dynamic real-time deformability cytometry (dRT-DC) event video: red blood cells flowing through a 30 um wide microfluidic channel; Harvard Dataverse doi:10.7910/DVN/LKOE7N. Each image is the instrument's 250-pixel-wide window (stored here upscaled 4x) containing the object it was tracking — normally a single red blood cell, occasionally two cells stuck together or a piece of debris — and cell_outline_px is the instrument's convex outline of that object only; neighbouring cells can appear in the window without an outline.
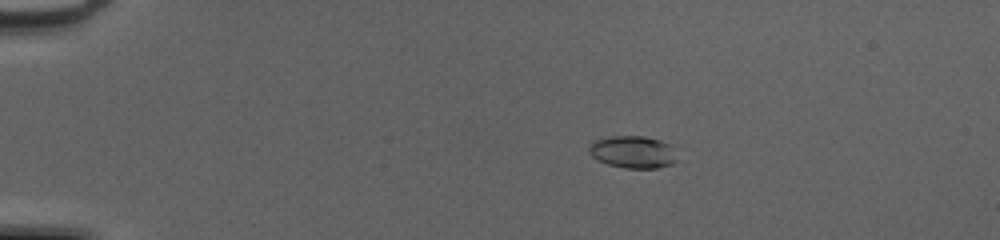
{"species": "common noctule bat (a hibernating species)", "species_latin": "Nyctalus noctula", "temperature_condition": "cold", "stored_images_in_passage": 52, "camera_frame_rate_fps": 3000, "um_per_image_px": 0.085, "animal": {"sex": "female", "body_mass_g": 20.0, "forearm_length_mm": 54.0}, "frame": {"image": 1, "passage_image": 12, "time_ms": 3.667, "image_size_px": [1000, 240], "cell_outline_px": [[676, 160], [672, 164], [656, 168], [624, 168], [608, 164], [596, 160], [588, 152], [588, 148], [596, 140], [612, 136], [644, 136], [660, 140], [668, 144]], "centroid_in_image_um": [53.74, 12.92], "position_along_channel_um": 31.3, "area_um2": 16.3}}
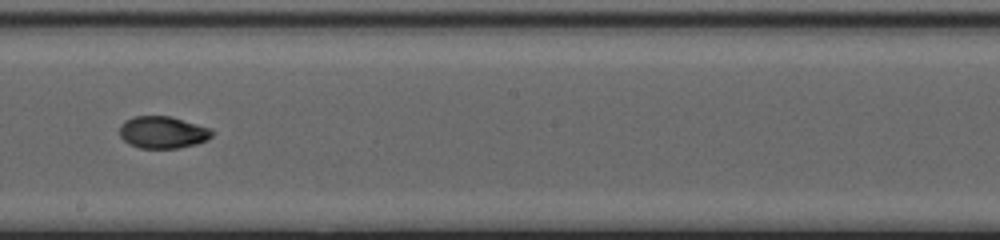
{"frame": {"image": 2, "passage_image": 32, "time_ms": 10.333, "image_size_px": [1000, 240], "cell_outline_px": [[216, 132], [208, 140], [196, 144], [180, 148], [140, 148], [128, 144], [120, 136], [120, 124], [124, 120], [132, 116], [168, 116], [196, 124], [208, 128]], "centroid_in_image_um": [13.81, 11.25], "position_along_channel_um": 234.4, "area_um2": 17.34}}
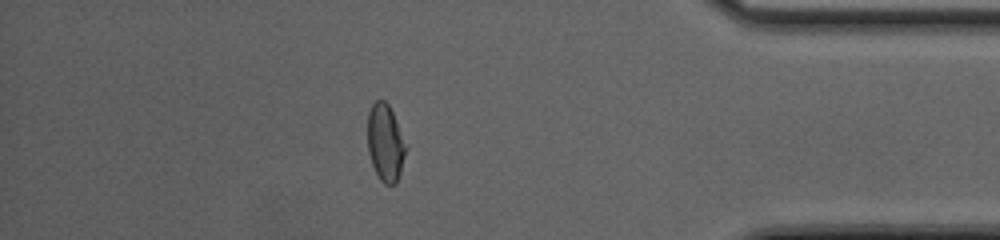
{"frame": {"image": 3, "passage_image": 46, "time_ms": 15.0, "image_size_px": [1000, 240], "cell_outline_px": [[408, 148], [396, 184], [384, 184], [380, 180], [372, 164], [368, 152], [368, 112], [372, 104], [376, 100], [384, 100], [388, 104], [408, 144]], "centroid_in_image_um": [32.78, 12.13], "position_along_channel_um": 402.4, "area_um2": 17.4}, "authors_computed_cell_mechanics": {"area_um2": 17.4556, "velocity_mm_per_s": 4.2279, "shape_relaxation_time_tau1_ms": 5.6327, "shape_relaxation_time_tau2_ms": 2.6488, "deformation_change_tau1": 0.1653, "deformation_change_tau2": 0.0609}}